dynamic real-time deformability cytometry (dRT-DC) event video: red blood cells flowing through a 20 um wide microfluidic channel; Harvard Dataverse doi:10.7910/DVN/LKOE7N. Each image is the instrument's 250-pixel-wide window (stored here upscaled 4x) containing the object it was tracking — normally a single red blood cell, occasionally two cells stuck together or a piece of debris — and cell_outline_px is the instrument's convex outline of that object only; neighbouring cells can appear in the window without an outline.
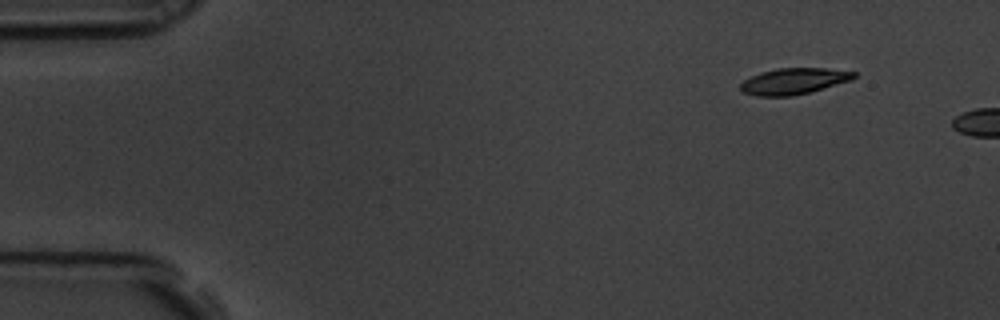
{"species": "common noctule bat (a hibernating species)", "species_latin": "Nyctalus noctula", "temperature_condition": "room temperature", "stored_images_in_passage": 2, "camera_frame_rate_fps": 3000, "um_per_image_px": 0.085, "animal": {"sex": "male", "body_mass_g": 19.5, "forearm_length_mm": 54.6}, "frame": {"image": 1, "passage_image": 1, "time_ms": 0.0, "image_size_px": [1000, 320], "cell_outline_px": [[856, 76], [852, 80], [812, 92], [792, 96], [756, 96], [744, 92], [740, 88], [740, 84], [744, 80], [760, 72], [776, 68], [824, 68], [856, 72]], "centroid_in_image_um": [67.49, 6.9], "position_along_channel_um": 17.5, "area_um2": 17.4}}